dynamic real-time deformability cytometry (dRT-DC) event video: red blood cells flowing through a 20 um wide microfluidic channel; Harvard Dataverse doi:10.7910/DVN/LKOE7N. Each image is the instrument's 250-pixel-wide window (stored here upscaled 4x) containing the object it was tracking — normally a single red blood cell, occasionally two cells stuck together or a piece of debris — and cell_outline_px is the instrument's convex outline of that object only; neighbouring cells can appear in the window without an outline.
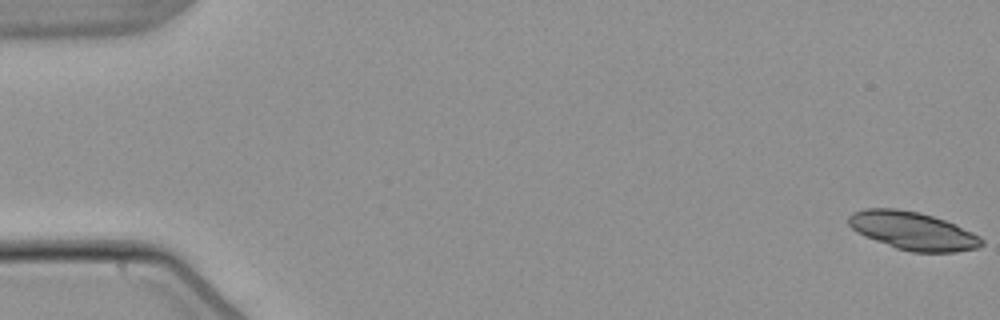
{"species": "common noctule bat (a hibernating species)", "species_latin": "Nyctalus noctula", "temperature_condition": "warm", "stored_images_in_passage": 5, "camera_frame_rate_fps": 3000, "um_per_image_px": 0.085, "animal": {"sex": "male", "body_mass_g": 21.5, "forearm_length_mm": 52.0}, "frame": {"image": 1, "passage_image": 1, "time_ms": 0.0, "image_size_px": [1000, 320], "cell_outline_px": [[984, 244], [976, 248], [956, 252], [912, 252], [896, 248], [864, 236], [856, 232], [848, 224], [848, 216], [852, 212], [864, 208], [896, 208], [920, 212], [956, 224], [980, 236], [984, 240]], "centroid_in_image_um": [77.58, 19.61], "position_along_channel_um": 7.4, "area_um2": 29.65}}
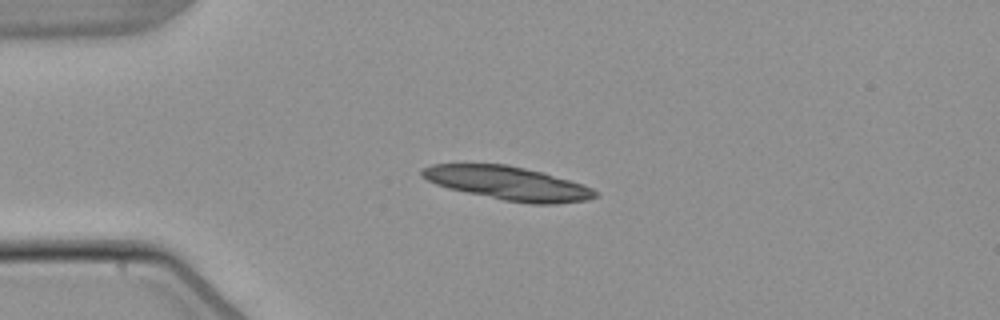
{"frame": {"image": 2, "passage_image": 4, "time_ms": 4.333, "image_size_px": [1000, 320], "cell_outline_px": [[600, 196], [588, 200], [556, 204], [532, 204], [504, 200], [448, 188], [436, 184], [420, 176], [420, 172], [424, 168], [432, 164], [508, 164], [544, 172], [584, 184], [600, 192]], "centroid_in_image_um": [43.26, 15.57], "position_along_channel_um": 41.7, "area_um2": 34.1}}